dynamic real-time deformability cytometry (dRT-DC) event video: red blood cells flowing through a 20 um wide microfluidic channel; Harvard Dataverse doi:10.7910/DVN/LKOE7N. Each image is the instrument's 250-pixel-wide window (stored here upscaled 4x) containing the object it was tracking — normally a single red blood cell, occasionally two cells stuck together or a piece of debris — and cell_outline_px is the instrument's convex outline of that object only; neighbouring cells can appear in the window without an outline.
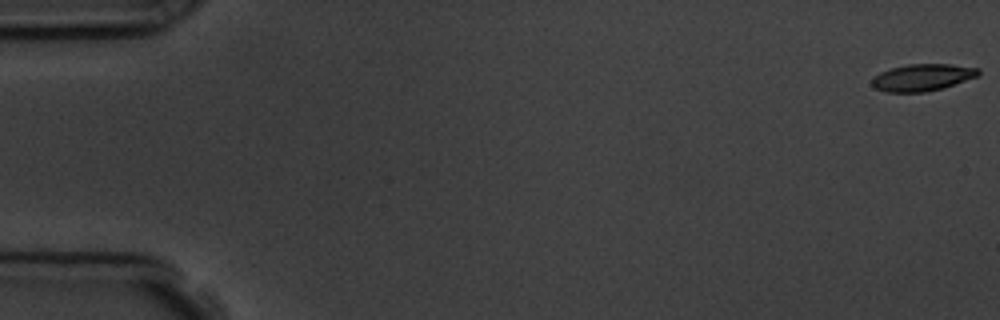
{"species": "common noctule bat (a hibernating species)", "species_latin": "Nyctalus noctula", "temperature_condition": "room temperature", "stored_images_in_passage": 8, "camera_frame_rate_fps": 3000, "um_per_image_px": 0.085, "animal": {"sex": "male", "body_mass_g": 19.5, "forearm_length_mm": 54.6}, "frame": {"image": 1, "passage_image": 1, "time_ms": 0.0, "image_size_px": [1000, 320], "cell_outline_px": [[980, 76], [944, 88], [924, 92], [884, 92], [876, 88], [872, 84], [872, 80], [880, 72], [892, 68], [908, 64], [948, 64], [980, 68]], "centroid_in_image_um": [78.46, 6.58], "position_along_channel_um": 6.5, "area_um2": 16.76}}
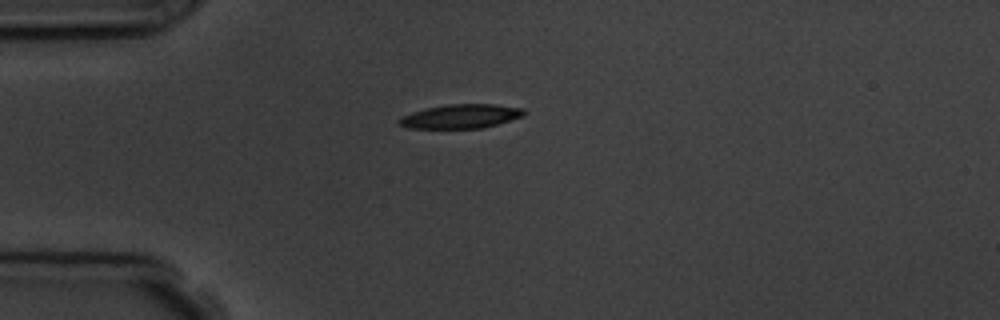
{"frame": {"image": 2, "passage_image": 5, "time_ms": 4.667, "image_size_px": [1000, 320], "cell_outline_px": [[528, 112], [524, 116], [496, 124], [480, 128], [408, 128], [400, 124], [400, 120], [404, 116], [412, 112], [428, 108], [448, 104], [496, 104], [524, 108]], "centroid_in_image_um": [39.26, 9.87], "position_along_channel_um": 45.7, "area_um2": 17.28}}